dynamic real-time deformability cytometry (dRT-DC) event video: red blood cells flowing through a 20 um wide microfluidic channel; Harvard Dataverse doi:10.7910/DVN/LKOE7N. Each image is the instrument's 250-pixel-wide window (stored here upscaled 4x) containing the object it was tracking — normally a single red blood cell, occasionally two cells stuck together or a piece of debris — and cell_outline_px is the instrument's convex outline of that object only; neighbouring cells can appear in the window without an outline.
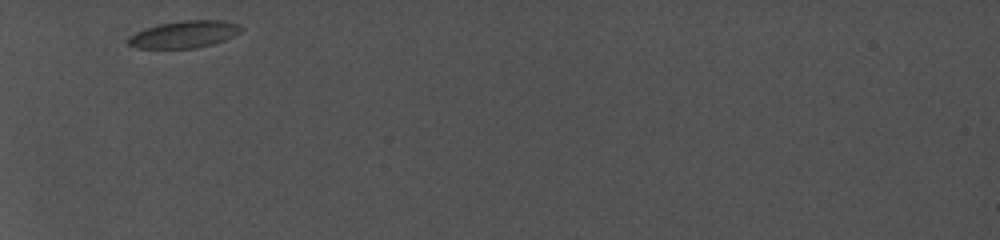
{"species": "common noctule bat (a hibernating species)", "species_latin": "Nyctalus noctula", "temperature_condition": "cold", "stored_images_in_passage": 76, "camera_frame_rate_fps": 5000, "um_per_image_px": 0.085, "animal": {"sex": "female", "body_mass_g": 19.0, "forearm_length_mm": 56.7}, "frame": {"image": 1, "passage_image": 1, "time_ms": 0.0, "image_size_px": [1000, 240], "cell_outline_px": [[244, 28], [240, 32], [224, 40], [212, 44], [192, 48], [140, 48], [128, 44], [128, 36], [144, 28], [160, 24], [184, 20], [220, 20], [236, 24]], "centroid_in_image_um": [15.64, 2.91], "position_along_channel_um": 69.4, "area_um2": 17.57}}
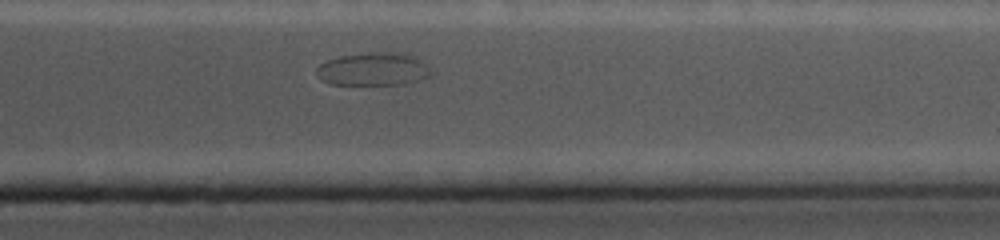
{"frame": {"image": 2, "passage_image": 66, "time_ms": 9.2, "image_size_px": [1000, 240], "cell_outline_px": [[416, 60], [384, 84], [332, 84], [324, 80], [320, 68], [320, 64], [328, 60], [340, 56], [368, 52], [404, 52], [416, 56]], "centroid_in_image_um": [31.07, 5.75], "position_along_channel_um": 380.3, "area_um2": 17.34}}
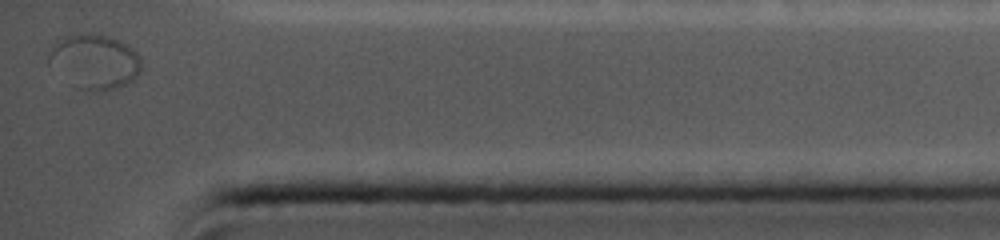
{"frame": {"image": 3, "passage_image": 76, "time_ms": 10.6, "image_size_px": [1000, 240], "cell_outline_px": [[140, 68], [132, 76], [120, 84], [108, 88], [88, 88], [52, 52], [56, 40], [60, 36], [80, 32], [104, 32], [128, 44], [136, 52], [140, 64]], "centroid_in_image_um": [8.26, 4.97], "position_along_channel_um": 426.9, "area_um2": 25.55}}